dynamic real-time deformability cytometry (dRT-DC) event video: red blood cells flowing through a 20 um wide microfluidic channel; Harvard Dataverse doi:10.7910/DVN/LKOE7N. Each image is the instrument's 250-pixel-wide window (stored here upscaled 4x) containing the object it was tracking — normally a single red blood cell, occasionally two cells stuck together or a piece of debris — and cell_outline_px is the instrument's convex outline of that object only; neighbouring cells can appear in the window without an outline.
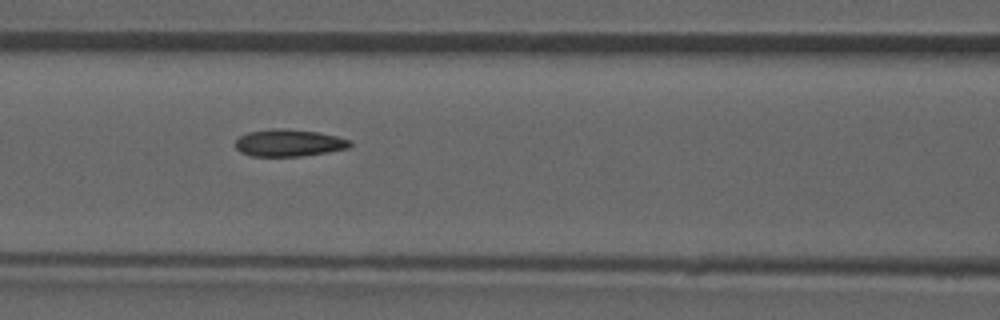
{"species": "common noctule bat (a hibernating species)", "species_latin": "Nyctalus noctula", "temperature_condition": "room temperature", "stored_images_in_passage": 51, "camera_frame_rate_fps": 3000, "um_per_image_px": 0.085, "animal": {"sex": "male", "forearm_length_mm": 52.5}, "frame": {"image": 1, "passage_image": 22, "time_ms": 7.0, "image_size_px": [1000, 320], "cell_outline_px": [[352, 144], [348, 148], [328, 152], [304, 156], [252, 156], [240, 152], [236, 148], [236, 140], [240, 136], [248, 132], [276, 128], [284, 128], [316, 132], [336, 136], [348, 140]], "centroid_in_image_um": [24.54, 12.15], "position_along_channel_um": 142.1, "area_um2": 17.98}}